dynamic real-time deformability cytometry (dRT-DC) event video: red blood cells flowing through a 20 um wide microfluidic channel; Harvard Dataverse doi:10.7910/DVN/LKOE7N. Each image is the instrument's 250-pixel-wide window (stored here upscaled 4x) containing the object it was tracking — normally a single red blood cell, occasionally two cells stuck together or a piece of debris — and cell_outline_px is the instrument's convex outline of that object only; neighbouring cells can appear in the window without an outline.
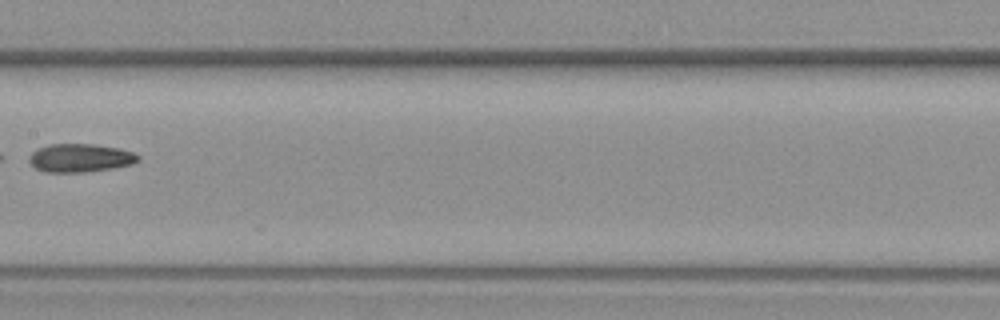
{"species": "common noctule bat (a hibernating species)", "species_latin": "Nyctalus noctula", "temperature_condition": "warm", "stored_images_in_passage": 10, "camera_frame_rate_fps": 3000, "um_per_image_px": 0.085, "animal": {"sex": "female", "body_mass_g": 19.3, "forearm_length_mm": 54.1}, "frame": {"image": 1, "passage_image": 9, "time_ms": 10.333, "image_size_px": [1000, 320], "cell_outline_px": [[140, 160], [132, 164], [112, 168], [84, 172], [44, 172], [36, 168], [28, 160], [28, 156], [36, 148], [48, 144], [92, 144], [120, 148], [132, 152], [140, 156]], "centroid_in_image_um": [6.8, 13.42], "position_along_channel_um": 200.6, "area_um2": 18.09}}
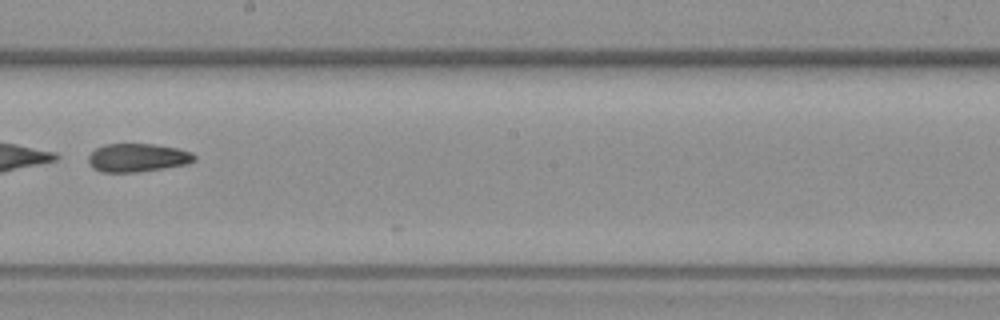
{"frame": {"image": 2, "passage_image": 10, "time_ms": 11.333, "image_size_px": [1000, 320], "cell_outline_px": [[196, 160], [184, 164], [164, 168], [136, 172], [100, 172], [92, 168], [88, 164], [88, 156], [96, 148], [104, 144], [152, 144], [176, 148], [192, 152], [196, 156]], "centroid_in_image_um": [11.65, 13.4], "position_along_channel_um": 236.6, "area_um2": 17.51}}